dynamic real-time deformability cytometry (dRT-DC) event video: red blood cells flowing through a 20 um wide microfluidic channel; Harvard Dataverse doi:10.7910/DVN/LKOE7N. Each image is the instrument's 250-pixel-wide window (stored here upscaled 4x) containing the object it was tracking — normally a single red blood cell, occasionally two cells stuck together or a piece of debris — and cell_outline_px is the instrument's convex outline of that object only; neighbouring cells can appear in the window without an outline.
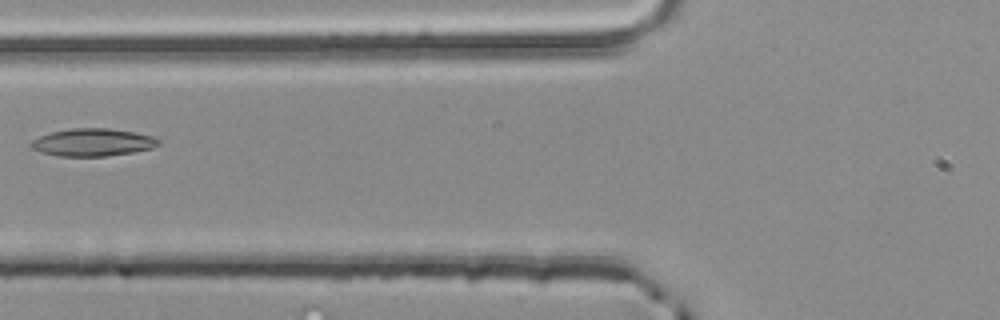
{"species": "common noctule bat (a hibernating species)", "species_latin": "Nyctalus noctula", "temperature_condition": "room temperature", "stored_images_in_passage": 5, "camera_frame_rate_fps": 3000, "um_per_image_px": 0.085, "animal": {"sex": "male", "body_mass_g": 20.4}, "frame": {"image": 1, "passage_image": 5, "time_ms": 1.333, "image_size_px": [1000, 320], "cell_outline_px": [[160, 144], [152, 148], [132, 152], [104, 156], [60, 156], [44, 152], [32, 148], [32, 140], [40, 136], [52, 132], [72, 128], [108, 128], [132, 132], [152, 136], [160, 140]], "centroid_in_image_um": [7.91, 12.09], "position_along_channel_um": 117.9, "area_um2": 20.11}}